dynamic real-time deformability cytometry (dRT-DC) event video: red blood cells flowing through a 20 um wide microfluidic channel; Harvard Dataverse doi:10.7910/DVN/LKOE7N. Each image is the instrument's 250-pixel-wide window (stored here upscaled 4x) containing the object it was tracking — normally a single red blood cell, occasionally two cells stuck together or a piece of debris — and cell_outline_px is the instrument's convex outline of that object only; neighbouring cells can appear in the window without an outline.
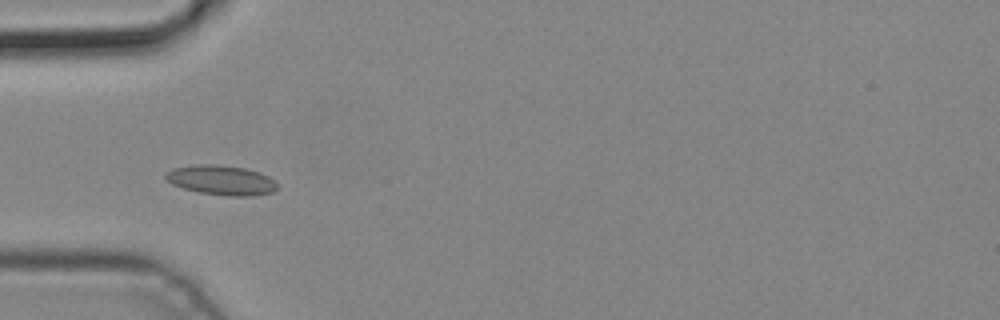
{"species": "common noctule bat (a hibernating species)", "species_latin": "Nyctalus noctula", "temperature_condition": "cold", "stored_images_in_passage": 5, "camera_frame_rate_fps": 3000, "um_per_image_px": 0.085, "animal": {"sex": "male", "body_mass_g": 19.2, "forearm_length_mm": 51.8}, "frame": {"image": 1, "passage_image": 4, "time_ms": 1.0, "image_size_px": [1000, 320], "cell_outline_px": [[276, 188], [272, 192], [252, 196], [228, 196], [200, 192], [184, 188], [172, 184], [164, 176], [172, 168], [196, 164], [220, 164], [244, 168], [260, 172], [268, 176], [276, 184]], "centroid_in_image_um": [18.8, 15.3], "position_along_channel_um": 66.2, "area_um2": 19.19}}
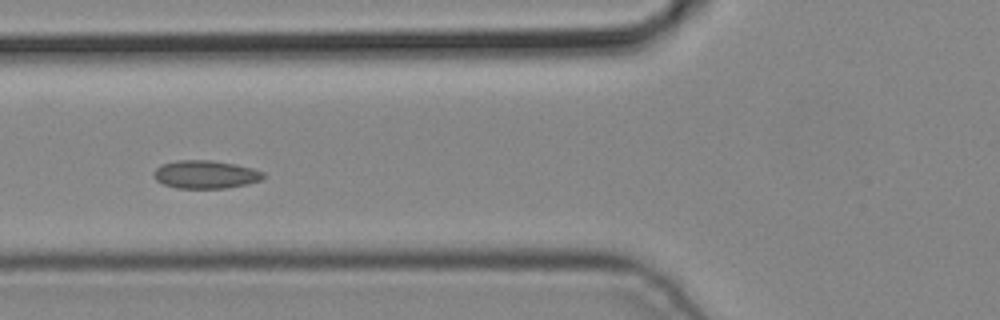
{"frame": {"image": 2, "passage_image": 5, "time_ms": 1.333, "image_size_px": [1000, 320], "cell_outline_px": [[264, 176], [260, 180], [248, 184], [224, 188], [176, 188], [164, 184], [156, 180], [152, 176], [152, 172], [160, 164], [176, 160], [212, 160], [236, 164], [252, 168], [264, 172]], "centroid_in_image_um": [17.43, 14.82], "position_along_channel_um": 108.4, "area_um2": 18.09}}